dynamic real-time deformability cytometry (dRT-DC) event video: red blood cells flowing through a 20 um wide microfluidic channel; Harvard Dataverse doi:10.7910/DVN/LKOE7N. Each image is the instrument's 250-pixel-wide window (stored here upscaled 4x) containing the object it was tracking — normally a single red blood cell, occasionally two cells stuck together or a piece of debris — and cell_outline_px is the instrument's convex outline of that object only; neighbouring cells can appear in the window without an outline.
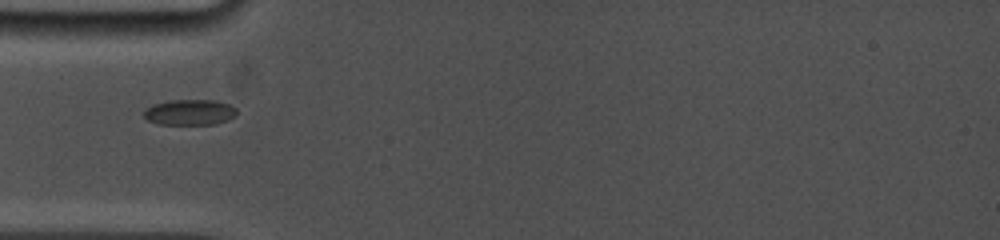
{"species": "common noctule bat (a hibernating species)", "species_latin": "Nyctalus noctula", "temperature_condition": "cold", "stored_images_in_passage": 25, "camera_frame_rate_fps": 5000, "um_per_image_px": 0.085, "animal": {"sex": "female", "body_mass_g": 19.0, "forearm_length_mm": 53.3}, "frame": {"image": 1, "passage_image": 1, "time_ms": 0.0, "image_size_px": [1000, 240], "cell_outline_px": [[236, 116], [228, 120], [216, 124], [160, 124], [148, 120], [144, 116], [144, 112], [152, 104], [168, 100], [216, 100], [228, 104], [236, 108]], "centroid_in_image_um": [16.15, 9.54], "position_along_channel_um": 68.8, "area_um2": 13.87}}
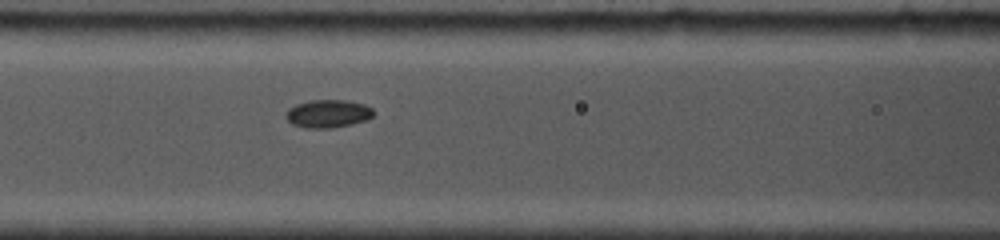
{"frame": {"image": 2, "passage_image": 15, "time_ms": 1.8, "image_size_px": [1000, 240], "cell_outline_px": [[376, 112], [368, 120], [352, 124], [332, 128], [304, 128], [292, 124], [284, 116], [284, 112], [288, 108], [296, 104], [312, 100], [344, 100], [364, 104], [372, 108]], "centroid_in_image_um": [27.87, 9.67], "position_along_channel_um": 138.7, "area_um2": 14.51}}
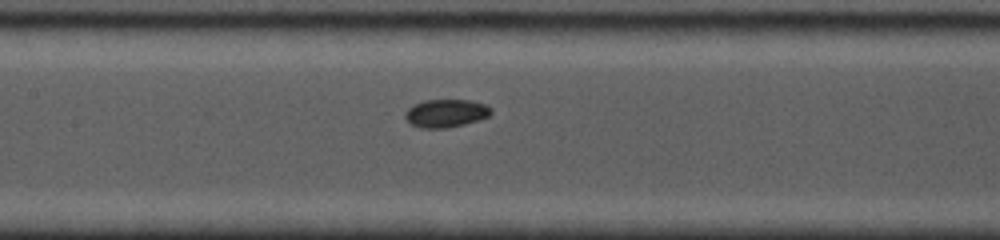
{"frame": {"image": 3, "passage_image": 21, "time_ms": 2.6, "image_size_px": [1000, 240], "cell_outline_px": [[492, 112], [488, 116], [464, 124], [444, 128], [420, 128], [412, 124], [404, 116], [404, 112], [408, 108], [424, 100], [472, 100], [484, 104], [492, 108]], "centroid_in_image_um": [37.9, 9.62], "position_along_channel_um": 169.5, "area_um2": 13.87}}